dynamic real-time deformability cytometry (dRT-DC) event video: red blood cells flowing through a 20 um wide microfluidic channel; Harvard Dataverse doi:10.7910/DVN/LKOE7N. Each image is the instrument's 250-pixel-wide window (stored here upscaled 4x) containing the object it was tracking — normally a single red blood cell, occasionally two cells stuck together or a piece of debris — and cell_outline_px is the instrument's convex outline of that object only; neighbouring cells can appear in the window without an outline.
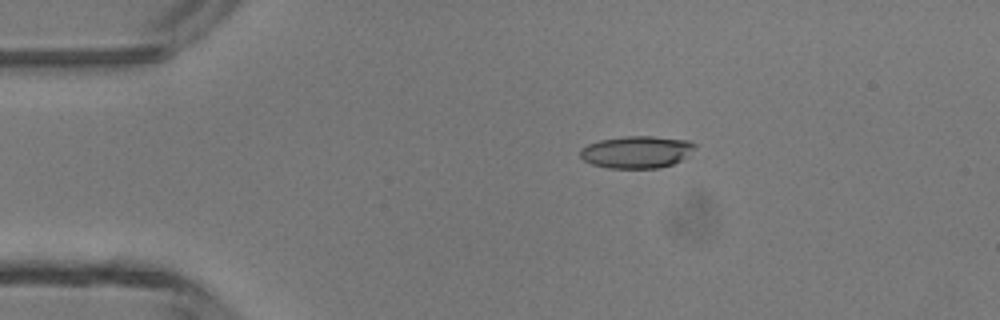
{"species": "common noctule bat (a hibernating species)", "species_latin": "Nyctalus noctula", "temperature_condition": "room temperature", "stored_images_in_passage": 36, "camera_frame_rate_fps": 3000, "um_per_image_px": 0.085, "animal": {"sex": "male", "body_mass_g": 13.3}, "frame": {"image": 1, "passage_image": 1, "time_ms": 0.0, "image_size_px": [1000, 320], "cell_outline_px": [[696, 148], [680, 160], [672, 164], [660, 168], [608, 168], [592, 164], [584, 160], [580, 156], [580, 148], [588, 144], [600, 140], [624, 136], [652, 136], [688, 140], [696, 144]], "centroid_in_image_um": [54.1, 12.91], "position_along_channel_um": 30.9, "area_um2": 21.5}}
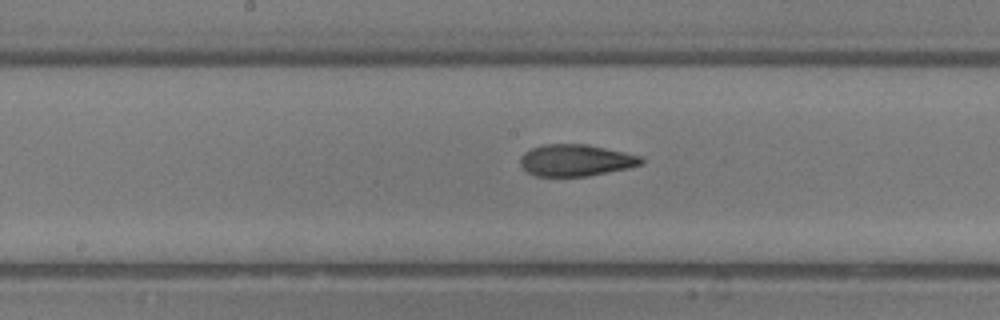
{"frame": {"image": 2, "passage_image": 16, "time_ms": 5.0, "image_size_px": [1000, 320], "cell_outline_px": [[644, 164], [628, 168], [588, 176], [536, 176], [528, 172], [520, 164], [520, 156], [524, 152], [532, 148], [544, 144], [588, 144], [624, 152], [640, 156], [644, 160]], "centroid_in_image_um": [48.95, 13.62], "position_along_channel_um": 199.3, "area_um2": 22.37}}
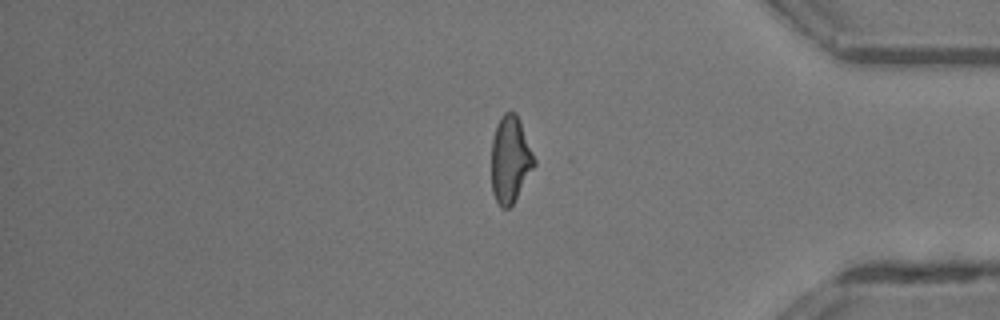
{"frame": {"image": 3, "passage_image": 31, "time_ms": 10.0, "image_size_px": [1000, 320], "cell_outline_px": [[536, 164], [512, 204], [508, 208], [500, 208], [492, 192], [492, 140], [500, 116], [504, 112], [516, 112], [536, 160]], "centroid_in_image_um": [43.37, 13.55], "position_along_channel_um": 391.8, "area_um2": 21.39}, "authors_computed_cell_mechanics": {"area_um2": 22.0218, "velocity_mm_per_s": 4.3672, "shape_relaxation_time_tau1_ms": 5.1897, "shape_relaxation_time_tau2_ms": 2.8045, "deformation_change_tau1": 0.1746, "deformation_change_tau2": 0.1066}}